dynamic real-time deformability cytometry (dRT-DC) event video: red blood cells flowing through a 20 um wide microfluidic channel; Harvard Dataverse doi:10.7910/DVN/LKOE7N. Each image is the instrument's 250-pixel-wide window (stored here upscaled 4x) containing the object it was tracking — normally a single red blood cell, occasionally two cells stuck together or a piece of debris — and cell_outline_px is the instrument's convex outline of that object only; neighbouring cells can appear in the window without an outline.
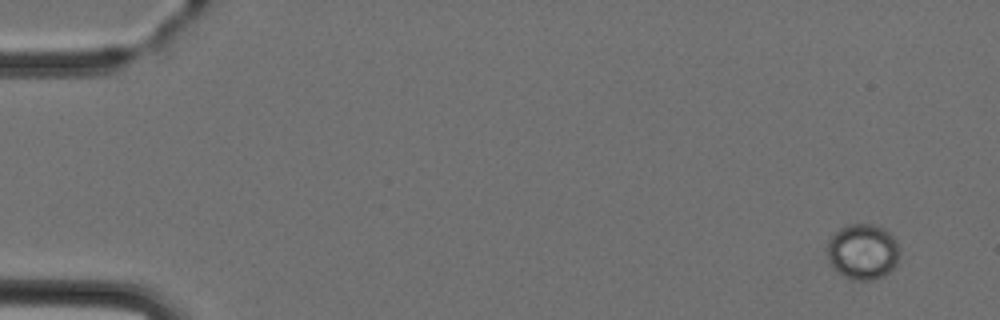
{"species": "Egyptian fruit bat (a non-hibernating species)", "species_latin": "Rousettus aegyptiacus", "temperature_condition": "cold", "stored_images_in_passage": 6, "camera_frame_rate_fps": 3000, "um_per_image_px": 0.085, "animal": {"sex": "female"}, "frame": {"image": 1, "passage_image": 1, "time_ms": 0.0, "image_size_px": [1000, 320], "cell_outline_px": [[900, 252], [896, 264], [884, 276], [872, 280], [856, 280], [844, 276], [836, 272], [828, 256], [828, 240], [840, 228], [848, 224], [872, 224], [884, 228], [896, 240], [900, 248]], "centroid_in_image_um": [73.36, 21.39], "position_along_channel_um": 11.6, "area_um2": 23.41}}
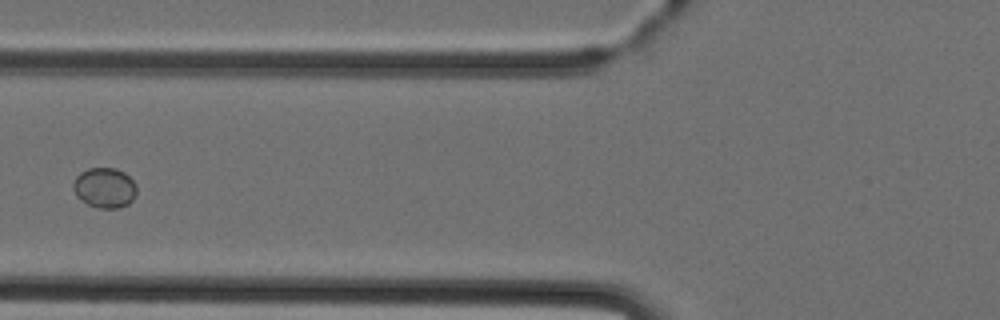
{"frame": {"image": 2, "passage_image": 5, "time_ms": 5.667, "image_size_px": [1000, 320], "cell_outline_px": [[136, 196], [128, 204], [120, 208], [100, 208], [88, 204], [76, 196], [72, 188], [72, 184], [76, 176], [80, 172], [88, 168], [116, 168], [124, 172], [136, 184]], "centroid_in_image_um": [8.89, 15.95], "position_along_channel_um": 116.9, "area_um2": 14.97}}
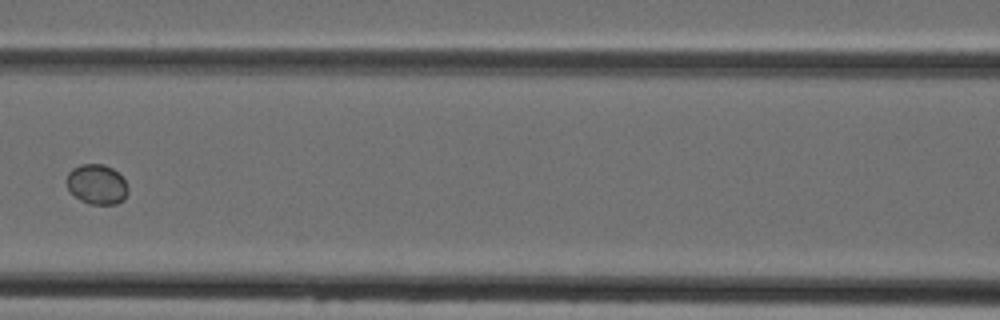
{"frame": {"image": 3, "passage_image": 6, "time_ms": 6.667, "image_size_px": [1000, 320], "cell_outline_px": [[128, 192], [124, 200], [116, 204], [88, 204], [80, 200], [68, 188], [64, 180], [68, 172], [72, 168], [80, 164], [104, 164], [112, 168], [124, 180], [128, 188]], "centroid_in_image_um": [8.2, 15.66], "position_along_channel_um": 158.4, "area_um2": 14.39}}